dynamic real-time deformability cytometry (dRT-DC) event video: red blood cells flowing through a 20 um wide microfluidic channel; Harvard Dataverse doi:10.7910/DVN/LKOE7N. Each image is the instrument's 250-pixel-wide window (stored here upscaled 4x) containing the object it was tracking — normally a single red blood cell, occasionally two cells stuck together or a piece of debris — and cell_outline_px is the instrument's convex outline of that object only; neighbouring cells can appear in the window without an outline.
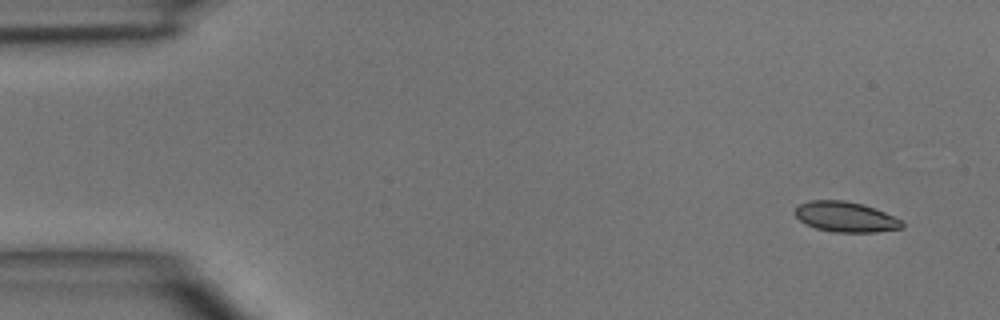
{"species": "common noctule bat (a hibernating species)", "species_latin": "Nyctalus noctula", "temperature_condition": "room temperature", "stored_images_in_passage": 4, "camera_frame_rate_fps": 3000, "um_per_image_px": 0.085, "animal": {"sex": "male", "body_mass_g": 15.6}, "frame": {"image": 1, "passage_image": 1, "time_ms": 0.0, "image_size_px": [1000, 320], "cell_outline_px": [[904, 228], [876, 232], [832, 232], [816, 228], [804, 224], [792, 212], [800, 204], [812, 200], [844, 200], [876, 208], [900, 220], [904, 224]], "centroid_in_image_um": [71.85, 18.44], "position_along_channel_um": 13.1, "area_um2": 18.9}}